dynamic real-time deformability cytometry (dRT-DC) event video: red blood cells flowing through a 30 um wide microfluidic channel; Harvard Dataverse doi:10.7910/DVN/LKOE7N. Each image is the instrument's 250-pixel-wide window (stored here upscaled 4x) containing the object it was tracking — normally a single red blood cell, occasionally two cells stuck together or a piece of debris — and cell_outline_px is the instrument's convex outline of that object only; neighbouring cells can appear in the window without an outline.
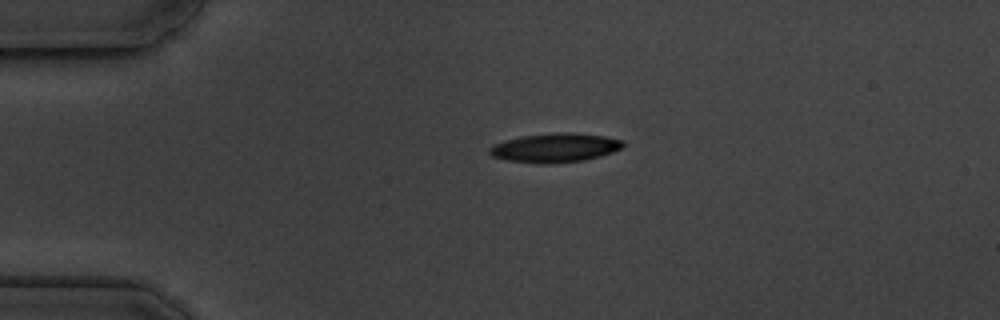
{"species": "common noctule bat (a hibernating species)", "species_latin": "Nyctalus noctula", "temperature_condition": "cold", "stored_images_in_passage": 3, "camera_frame_rate_fps": 3000, "um_per_image_px": 0.085, "animal": {"sex": "male", "body_mass_g": 19.5, "forearm_length_mm": 54.6}, "frame": {"image": 1, "passage_image": 3, "time_ms": 3.0, "image_size_px": [1000, 320], "cell_outline_px": [[624, 144], [620, 148], [612, 152], [600, 156], [584, 160], [548, 164], [540, 164], [508, 160], [492, 156], [488, 152], [488, 148], [492, 144], [504, 140], [524, 136], [556, 132], [576, 132], [604, 136], [624, 140]], "centroid_in_image_um": [47.16, 12.55], "position_along_channel_um": 37.8, "area_um2": 22.72}}